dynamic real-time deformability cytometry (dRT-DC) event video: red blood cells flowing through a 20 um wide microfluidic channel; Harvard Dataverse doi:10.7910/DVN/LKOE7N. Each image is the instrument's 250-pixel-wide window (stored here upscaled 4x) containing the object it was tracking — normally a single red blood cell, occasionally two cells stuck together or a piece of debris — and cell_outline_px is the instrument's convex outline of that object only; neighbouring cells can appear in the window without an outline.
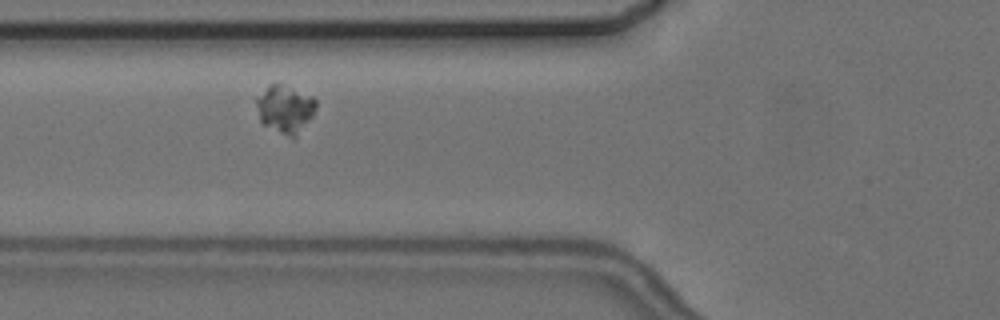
{"species": "common noctule bat (a hibernating species)", "species_latin": "Nyctalus noctula", "temperature_condition": "cold", "stored_images_in_passage": 5, "camera_frame_rate_fps": 3000, "um_per_image_px": 0.085, "animal": {"sex": "female", "body_mass_g": 24.6, "forearm_length_mm": 56.2}, "frame": {"image": 1, "passage_image": 3, "time_ms": 2.333, "image_size_px": [1000, 320], "cell_outline_px": [[316, 108], [312, 116], [296, 136], [292, 136], [280, 132], [260, 124], [256, 104], [256, 96], [268, 84], [280, 84], [312, 96], [316, 100]], "centroid_in_image_um": [24.19, 9.24], "position_along_channel_um": 101.6, "area_um2": 16.42}}